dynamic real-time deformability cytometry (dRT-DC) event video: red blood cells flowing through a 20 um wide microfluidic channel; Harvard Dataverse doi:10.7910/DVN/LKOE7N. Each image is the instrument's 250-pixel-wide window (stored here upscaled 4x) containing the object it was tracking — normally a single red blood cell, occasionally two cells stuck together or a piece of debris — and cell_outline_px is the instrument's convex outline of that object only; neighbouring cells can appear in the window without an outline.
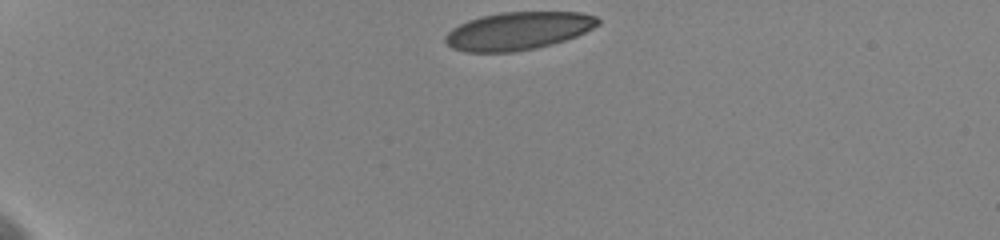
{"species": "human", "species_latin": "Homo sapiens", "temperature_condition": "cold", "stored_images_in_passage": 37, "camera_frame_rate_fps": 3000, "um_per_image_px": 0.085, "donor": {"sex": "female"}, "frame": {"image": 1, "passage_image": 1, "time_ms": 0.0, "image_size_px": [1000, 240], "cell_outline_px": [[600, 24], [576, 36], [552, 44], [536, 48], [512, 52], [464, 52], [452, 48], [444, 40], [444, 36], [452, 28], [468, 20], [480, 16], [504, 12], [580, 12], [596, 16], [600, 20]], "centroid_in_image_um": [44.02, 2.63], "position_along_channel_um": 41.0, "area_um2": 33.7}}
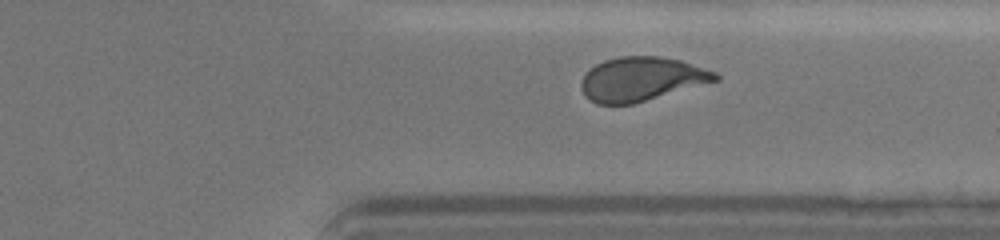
{"frame": {"image": 2, "passage_image": 33, "time_ms": 10.667, "image_size_px": [1000, 240], "cell_outline_px": [[720, 80], [632, 104], [596, 104], [584, 96], [580, 88], [580, 80], [584, 72], [588, 68], [604, 60], [620, 56], [660, 56], [680, 60], [716, 72], [720, 76]], "centroid_in_image_um": [54.48, 6.71], "position_along_channel_um": 356.9, "area_um2": 34.68}}
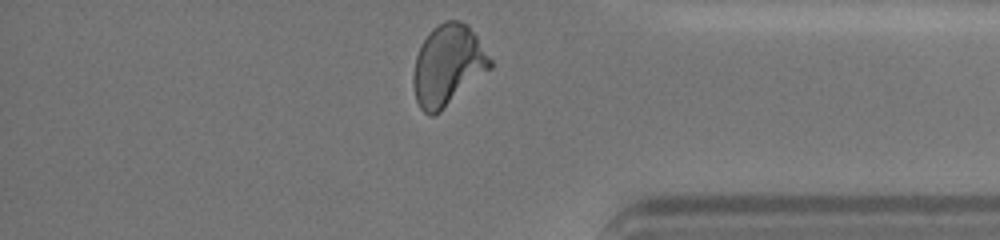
{"frame": {"image": 3, "passage_image": 37, "time_ms": 12.0, "image_size_px": [1000, 240], "cell_outline_px": [[492, 68], [440, 112], [432, 116], [428, 116], [420, 108], [416, 100], [412, 84], [412, 76], [416, 56], [420, 44], [428, 32], [432, 28], [444, 20], [460, 20], [468, 24], [492, 60]], "centroid_in_image_um": [38.05, 5.55], "position_along_channel_um": 397.2, "area_um2": 36.53}, "authors_computed_cell_mechanics": {"area_um2": 35.6626, "velocity_mm_per_s": 3.5848, "shape_relaxation_time_tau1_ms": 5.7786, "shape_relaxation_time_tau2_ms": 0.7503, "deformation_change_tau1": 0.1622, "deformation_change_tau2": 0.0603}}